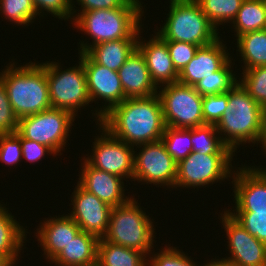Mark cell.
Instances as JSON below:
<instances>
[{
    "label": "cell",
    "mask_w": 266,
    "mask_h": 266,
    "mask_svg": "<svg viewBox=\"0 0 266 266\" xmlns=\"http://www.w3.org/2000/svg\"><path fill=\"white\" fill-rule=\"evenodd\" d=\"M114 137L131 146L161 140L165 123L160 98H126L102 117L100 123Z\"/></svg>",
    "instance_id": "obj_1"
},
{
    "label": "cell",
    "mask_w": 266,
    "mask_h": 266,
    "mask_svg": "<svg viewBox=\"0 0 266 266\" xmlns=\"http://www.w3.org/2000/svg\"><path fill=\"white\" fill-rule=\"evenodd\" d=\"M265 112L238 82L228 91L227 107L222 118L215 125L222 142L234 153L242 143L243 145L260 143L259 146H261Z\"/></svg>",
    "instance_id": "obj_2"
},
{
    "label": "cell",
    "mask_w": 266,
    "mask_h": 266,
    "mask_svg": "<svg viewBox=\"0 0 266 266\" xmlns=\"http://www.w3.org/2000/svg\"><path fill=\"white\" fill-rule=\"evenodd\" d=\"M143 7H117L72 12L71 22L78 30L92 38V43L80 41L79 53H85L91 46L119 39H138ZM80 12V13H79ZM77 13V14H76Z\"/></svg>",
    "instance_id": "obj_3"
},
{
    "label": "cell",
    "mask_w": 266,
    "mask_h": 266,
    "mask_svg": "<svg viewBox=\"0 0 266 266\" xmlns=\"http://www.w3.org/2000/svg\"><path fill=\"white\" fill-rule=\"evenodd\" d=\"M14 61L9 62L1 70L0 80L5 86L10 105L18 119L52 108L46 62L36 63L34 60L18 66Z\"/></svg>",
    "instance_id": "obj_4"
},
{
    "label": "cell",
    "mask_w": 266,
    "mask_h": 266,
    "mask_svg": "<svg viewBox=\"0 0 266 266\" xmlns=\"http://www.w3.org/2000/svg\"><path fill=\"white\" fill-rule=\"evenodd\" d=\"M168 16L156 33L163 41L188 42L200 47L220 38L196 0H170Z\"/></svg>",
    "instance_id": "obj_5"
},
{
    "label": "cell",
    "mask_w": 266,
    "mask_h": 266,
    "mask_svg": "<svg viewBox=\"0 0 266 266\" xmlns=\"http://www.w3.org/2000/svg\"><path fill=\"white\" fill-rule=\"evenodd\" d=\"M135 196L124 204L112 207L106 241L135 249L148 256L154 249V219L146 215Z\"/></svg>",
    "instance_id": "obj_6"
},
{
    "label": "cell",
    "mask_w": 266,
    "mask_h": 266,
    "mask_svg": "<svg viewBox=\"0 0 266 266\" xmlns=\"http://www.w3.org/2000/svg\"><path fill=\"white\" fill-rule=\"evenodd\" d=\"M60 64L46 61L50 103L52 108L66 110L76 117L80 108L91 103L85 68L80 60L76 66L64 70Z\"/></svg>",
    "instance_id": "obj_7"
},
{
    "label": "cell",
    "mask_w": 266,
    "mask_h": 266,
    "mask_svg": "<svg viewBox=\"0 0 266 266\" xmlns=\"http://www.w3.org/2000/svg\"><path fill=\"white\" fill-rule=\"evenodd\" d=\"M158 89L165 126L188 129L205 125L203 97L193 86L175 82Z\"/></svg>",
    "instance_id": "obj_8"
},
{
    "label": "cell",
    "mask_w": 266,
    "mask_h": 266,
    "mask_svg": "<svg viewBox=\"0 0 266 266\" xmlns=\"http://www.w3.org/2000/svg\"><path fill=\"white\" fill-rule=\"evenodd\" d=\"M74 120L75 117L70 112L50 108L20 118L17 132L23 138L49 147L55 155H62L61 151L66 147Z\"/></svg>",
    "instance_id": "obj_9"
},
{
    "label": "cell",
    "mask_w": 266,
    "mask_h": 266,
    "mask_svg": "<svg viewBox=\"0 0 266 266\" xmlns=\"http://www.w3.org/2000/svg\"><path fill=\"white\" fill-rule=\"evenodd\" d=\"M235 154H200L191 152L177 163V177L174 188L207 187L224 182L232 177L234 167L231 161ZM233 169V170H232ZM229 177V178H228Z\"/></svg>",
    "instance_id": "obj_10"
},
{
    "label": "cell",
    "mask_w": 266,
    "mask_h": 266,
    "mask_svg": "<svg viewBox=\"0 0 266 266\" xmlns=\"http://www.w3.org/2000/svg\"><path fill=\"white\" fill-rule=\"evenodd\" d=\"M134 149L133 181L174 188L177 177V162L167 152L162 140L137 145ZM136 152V154H135Z\"/></svg>",
    "instance_id": "obj_11"
},
{
    "label": "cell",
    "mask_w": 266,
    "mask_h": 266,
    "mask_svg": "<svg viewBox=\"0 0 266 266\" xmlns=\"http://www.w3.org/2000/svg\"><path fill=\"white\" fill-rule=\"evenodd\" d=\"M100 136H94L92 153L84 159L99 170L117 175L133 181L134 174V146L114 137L101 124H97ZM126 178V179H125ZM132 179V180H131Z\"/></svg>",
    "instance_id": "obj_12"
},
{
    "label": "cell",
    "mask_w": 266,
    "mask_h": 266,
    "mask_svg": "<svg viewBox=\"0 0 266 266\" xmlns=\"http://www.w3.org/2000/svg\"><path fill=\"white\" fill-rule=\"evenodd\" d=\"M79 60L85 68L86 82L91 104L98 100L105 103L93 111V121L96 125L100 124L102 117L106 115L114 106L123 102L126 97L121 85L119 74L105 66L95 63L86 53H78ZM95 112V113H94ZM96 118V119H95Z\"/></svg>",
    "instance_id": "obj_13"
},
{
    "label": "cell",
    "mask_w": 266,
    "mask_h": 266,
    "mask_svg": "<svg viewBox=\"0 0 266 266\" xmlns=\"http://www.w3.org/2000/svg\"><path fill=\"white\" fill-rule=\"evenodd\" d=\"M261 166L242 164L233 171L232 196L236 209L226 210L228 213H266V168Z\"/></svg>",
    "instance_id": "obj_14"
},
{
    "label": "cell",
    "mask_w": 266,
    "mask_h": 266,
    "mask_svg": "<svg viewBox=\"0 0 266 266\" xmlns=\"http://www.w3.org/2000/svg\"><path fill=\"white\" fill-rule=\"evenodd\" d=\"M230 254L224 259L235 266H266V244L250 235L228 211L220 213Z\"/></svg>",
    "instance_id": "obj_15"
},
{
    "label": "cell",
    "mask_w": 266,
    "mask_h": 266,
    "mask_svg": "<svg viewBox=\"0 0 266 266\" xmlns=\"http://www.w3.org/2000/svg\"><path fill=\"white\" fill-rule=\"evenodd\" d=\"M71 196V212L68 215L81 231L103 238L108 231L112 207L94 194L83 189L78 183ZM73 200V201H72Z\"/></svg>",
    "instance_id": "obj_16"
},
{
    "label": "cell",
    "mask_w": 266,
    "mask_h": 266,
    "mask_svg": "<svg viewBox=\"0 0 266 266\" xmlns=\"http://www.w3.org/2000/svg\"><path fill=\"white\" fill-rule=\"evenodd\" d=\"M82 160L80 167L82 169L79 172L77 183L83 189L94 194L111 207L122 205L131 198L130 195H125L123 178L92 167L84 158Z\"/></svg>",
    "instance_id": "obj_17"
},
{
    "label": "cell",
    "mask_w": 266,
    "mask_h": 266,
    "mask_svg": "<svg viewBox=\"0 0 266 266\" xmlns=\"http://www.w3.org/2000/svg\"><path fill=\"white\" fill-rule=\"evenodd\" d=\"M221 39L199 47L192 60L179 72L178 82L194 86L199 80L220 70L232 58Z\"/></svg>",
    "instance_id": "obj_18"
},
{
    "label": "cell",
    "mask_w": 266,
    "mask_h": 266,
    "mask_svg": "<svg viewBox=\"0 0 266 266\" xmlns=\"http://www.w3.org/2000/svg\"><path fill=\"white\" fill-rule=\"evenodd\" d=\"M55 217L45 218L43 222H40V226H37L39 228L36 229L37 235H35L49 263L81 231L68 214L58 215V217L55 215Z\"/></svg>",
    "instance_id": "obj_19"
},
{
    "label": "cell",
    "mask_w": 266,
    "mask_h": 266,
    "mask_svg": "<svg viewBox=\"0 0 266 266\" xmlns=\"http://www.w3.org/2000/svg\"><path fill=\"white\" fill-rule=\"evenodd\" d=\"M141 33L137 48L145 57L151 80L157 87L178 82L179 72L170 58L167 44L156 33L148 41L140 36Z\"/></svg>",
    "instance_id": "obj_20"
},
{
    "label": "cell",
    "mask_w": 266,
    "mask_h": 266,
    "mask_svg": "<svg viewBox=\"0 0 266 266\" xmlns=\"http://www.w3.org/2000/svg\"><path fill=\"white\" fill-rule=\"evenodd\" d=\"M126 98L149 97L158 87L151 80L144 55L136 48L118 70Z\"/></svg>",
    "instance_id": "obj_21"
},
{
    "label": "cell",
    "mask_w": 266,
    "mask_h": 266,
    "mask_svg": "<svg viewBox=\"0 0 266 266\" xmlns=\"http://www.w3.org/2000/svg\"><path fill=\"white\" fill-rule=\"evenodd\" d=\"M99 238L80 231L50 262L56 266H97Z\"/></svg>",
    "instance_id": "obj_22"
},
{
    "label": "cell",
    "mask_w": 266,
    "mask_h": 266,
    "mask_svg": "<svg viewBox=\"0 0 266 266\" xmlns=\"http://www.w3.org/2000/svg\"><path fill=\"white\" fill-rule=\"evenodd\" d=\"M9 208L0 203V253L5 255L14 265H17L19 254L25 248L27 232L7 210ZM10 212V213H9ZM15 218V219H14Z\"/></svg>",
    "instance_id": "obj_23"
},
{
    "label": "cell",
    "mask_w": 266,
    "mask_h": 266,
    "mask_svg": "<svg viewBox=\"0 0 266 266\" xmlns=\"http://www.w3.org/2000/svg\"><path fill=\"white\" fill-rule=\"evenodd\" d=\"M138 39H119L91 46L85 53L97 64L118 72L137 48Z\"/></svg>",
    "instance_id": "obj_24"
},
{
    "label": "cell",
    "mask_w": 266,
    "mask_h": 266,
    "mask_svg": "<svg viewBox=\"0 0 266 266\" xmlns=\"http://www.w3.org/2000/svg\"><path fill=\"white\" fill-rule=\"evenodd\" d=\"M148 255L100 238L97 266H148Z\"/></svg>",
    "instance_id": "obj_25"
},
{
    "label": "cell",
    "mask_w": 266,
    "mask_h": 266,
    "mask_svg": "<svg viewBox=\"0 0 266 266\" xmlns=\"http://www.w3.org/2000/svg\"><path fill=\"white\" fill-rule=\"evenodd\" d=\"M237 50L243 62L242 70L266 66V29L249 32L238 36Z\"/></svg>",
    "instance_id": "obj_26"
},
{
    "label": "cell",
    "mask_w": 266,
    "mask_h": 266,
    "mask_svg": "<svg viewBox=\"0 0 266 266\" xmlns=\"http://www.w3.org/2000/svg\"><path fill=\"white\" fill-rule=\"evenodd\" d=\"M234 37L266 28V0H243L232 21Z\"/></svg>",
    "instance_id": "obj_27"
},
{
    "label": "cell",
    "mask_w": 266,
    "mask_h": 266,
    "mask_svg": "<svg viewBox=\"0 0 266 266\" xmlns=\"http://www.w3.org/2000/svg\"><path fill=\"white\" fill-rule=\"evenodd\" d=\"M192 152L200 154H235L226 146L214 124L191 128Z\"/></svg>",
    "instance_id": "obj_28"
},
{
    "label": "cell",
    "mask_w": 266,
    "mask_h": 266,
    "mask_svg": "<svg viewBox=\"0 0 266 266\" xmlns=\"http://www.w3.org/2000/svg\"><path fill=\"white\" fill-rule=\"evenodd\" d=\"M232 60L233 58H231L220 70L215 71L212 75L195 83L193 86L194 89L202 97L226 93L232 89L239 82L236 73H233L232 68L235 63H232Z\"/></svg>",
    "instance_id": "obj_29"
},
{
    "label": "cell",
    "mask_w": 266,
    "mask_h": 266,
    "mask_svg": "<svg viewBox=\"0 0 266 266\" xmlns=\"http://www.w3.org/2000/svg\"><path fill=\"white\" fill-rule=\"evenodd\" d=\"M202 12L210 22L218 28L219 25L232 23L235 19L243 0H196Z\"/></svg>",
    "instance_id": "obj_30"
},
{
    "label": "cell",
    "mask_w": 266,
    "mask_h": 266,
    "mask_svg": "<svg viewBox=\"0 0 266 266\" xmlns=\"http://www.w3.org/2000/svg\"><path fill=\"white\" fill-rule=\"evenodd\" d=\"M167 152L178 163L192 152L191 128H172L165 127L161 137Z\"/></svg>",
    "instance_id": "obj_31"
},
{
    "label": "cell",
    "mask_w": 266,
    "mask_h": 266,
    "mask_svg": "<svg viewBox=\"0 0 266 266\" xmlns=\"http://www.w3.org/2000/svg\"><path fill=\"white\" fill-rule=\"evenodd\" d=\"M0 11L5 20L23 27L39 16L32 0H0Z\"/></svg>",
    "instance_id": "obj_32"
},
{
    "label": "cell",
    "mask_w": 266,
    "mask_h": 266,
    "mask_svg": "<svg viewBox=\"0 0 266 266\" xmlns=\"http://www.w3.org/2000/svg\"><path fill=\"white\" fill-rule=\"evenodd\" d=\"M239 82L250 97L266 111V66L244 70ZM242 76V77H241Z\"/></svg>",
    "instance_id": "obj_33"
},
{
    "label": "cell",
    "mask_w": 266,
    "mask_h": 266,
    "mask_svg": "<svg viewBox=\"0 0 266 266\" xmlns=\"http://www.w3.org/2000/svg\"><path fill=\"white\" fill-rule=\"evenodd\" d=\"M158 252H151L148 256V266H197L195 260L188 256L183 250L177 247L165 245ZM151 255V256H150ZM195 261V262H194ZM199 266H201L199 264Z\"/></svg>",
    "instance_id": "obj_34"
},
{
    "label": "cell",
    "mask_w": 266,
    "mask_h": 266,
    "mask_svg": "<svg viewBox=\"0 0 266 266\" xmlns=\"http://www.w3.org/2000/svg\"><path fill=\"white\" fill-rule=\"evenodd\" d=\"M246 231L266 244V213H229Z\"/></svg>",
    "instance_id": "obj_35"
},
{
    "label": "cell",
    "mask_w": 266,
    "mask_h": 266,
    "mask_svg": "<svg viewBox=\"0 0 266 266\" xmlns=\"http://www.w3.org/2000/svg\"><path fill=\"white\" fill-rule=\"evenodd\" d=\"M22 160L20 134H0V161L7 166L17 165Z\"/></svg>",
    "instance_id": "obj_36"
},
{
    "label": "cell",
    "mask_w": 266,
    "mask_h": 266,
    "mask_svg": "<svg viewBox=\"0 0 266 266\" xmlns=\"http://www.w3.org/2000/svg\"><path fill=\"white\" fill-rule=\"evenodd\" d=\"M228 104V92L203 97V119L205 124L216 125L222 118Z\"/></svg>",
    "instance_id": "obj_37"
},
{
    "label": "cell",
    "mask_w": 266,
    "mask_h": 266,
    "mask_svg": "<svg viewBox=\"0 0 266 266\" xmlns=\"http://www.w3.org/2000/svg\"><path fill=\"white\" fill-rule=\"evenodd\" d=\"M39 17L50 13L54 18L64 21L72 19V0H32ZM47 12V14L45 12ZM45 13V14H44ZM69 19V20H68Z\"/></svg>",
    "instance_id": "obj_38"
},
{
    "label": "cell",
    "mask_w": 266,
    "mask_h": 266,
    "mask_svg": "<svg viewBox=\"0 0 266 266\" xmlns=\"http://www.w3.org/2000/svg\"><path fill=\"white\" fill-rule=\"evenodd\" d=\"M167 44L170 58L178 72H180L195 56L200 46L180 41H164Z\"/></svg>",
    "instance_id": "obj_39"
},
{
    "label": "cell",
    "mask_w": 266,
    "mask_h": 266,
    "mask_svg": "<svg viewBox=\"0 0 266 266\" xmlns=\"http://www.w3.org/2000/svg\"><path fill=\"white\" fill-rule=\"evenodd\" d=\"M18 117L10 105L7 91L0 80V134H10L17 131Z\"/></svg>",
    "instance_id": "obj_40"
},
{
    "label": "cell",
    "mask_w": 266,
    "mask_h": 266,
    "mask_svg": "<svg viewBox=\"0 0 266 266\" xmlns=\"http://www.w3.org/2000/svg\"><path fill=\"white\" fill-rule=\"evenodd\" d=\"M72 0V12L76 11H90L98 9H114L117 7H143L140 2L134 0H76L81 9L75 10V4ZM74 5V6H73Z\"/></svg>",
    "instance_id": "obj_41"
},
{
    "label": "cell",
    "mask_w": 266,
    "mask_h": 266,
    "mask_svg": "<svg viewBox=\"0 0 266 266\" xmlns=\"http://www.w3.org/2000/svg\"><path fill=\"white\" fill-rule=\"evenodd\" d=\"M20 142L22 148V158L25 159L27 162H38L41 158L45 157V155H52L56 157L55 153L47 146L37 143L35 141L28 140L23 138L20 135ZM49 153V154H48Z\"/></svg>",
    "instance_id": "obj_42"
},
{
    "label": "cell",
    "mask_w": 266,
    "mask_h": 266,
    "mask_svg": "<svg viewBox=\"0 0 266 266\" xmlns=\"http://www.w3.org/2000/svg\"><path fill=\"white\" fill-rule=\"evenodd\" d=\"M206 264L203 263L201 266H235L232 262L222 258V259H216L213 258V260H209V262L206 260Z\"/></svg>",
    "instance_id": "obj_43"
},
{
    "label": "cell",
    "mask_w": 266,
    "mask_h": 266,
    "mask_svg": "<svg viewBox=\"0 0 266 266\" xmlns=\"http://www.w3.org/2000/svg\"><path fill=\"white\" fill-rule=\"evenodd\" d=\"M0 266H15L5 255L0 253Z\"/></svg>",
    "instance_id": "obj_44"
},
{
    "label": "cell",
    "mask_w": 266,
    "mask_h": 266,
    "mask_svg": "<svg viewBox=\"0 0 266 266\" xmlns=\"http://www.w3.org/2000/svg\"><path fill=\"white\" fill-rule=\"evenodd\" d=\"M261 144H262V146H260L261 150L265 153L264 156H266V112H265L264 136H263Z\"/></svg>",
    "instance_id": "obj_45"
}]
</instances>
